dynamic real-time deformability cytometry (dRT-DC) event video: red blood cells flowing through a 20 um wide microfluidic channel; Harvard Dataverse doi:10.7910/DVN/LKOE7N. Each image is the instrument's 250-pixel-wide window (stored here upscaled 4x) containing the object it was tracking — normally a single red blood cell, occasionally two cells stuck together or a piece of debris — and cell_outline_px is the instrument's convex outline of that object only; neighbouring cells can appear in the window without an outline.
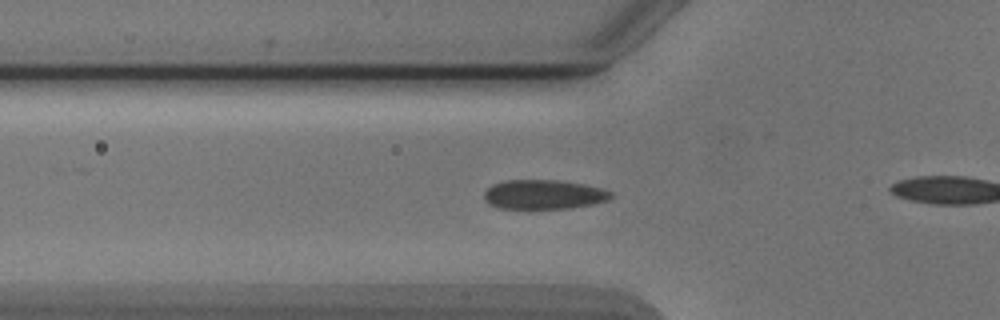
{"species": "Egyptian fruit bat (a non-hibernating species)", "species_latin": "Rousettus aegyptiacus", "temperature_condition": "cold", "stored_images_in_passage": 38, "camera_frame_rate_fps": 3000, "um_per_image_px": 0.085, "animal": {"sex": "male"}, "frame": {"image": 1, "passage_image": 13, "time_ms": 4.0, "image_size_px": [1000, 320], "cell_outline_px": [[612, 196], [608, 200], [592, 204], [572, 208], [500, 208], [488, 204], [484, 200], [484, 192], [492, 184], [504, 180], [556, 180], [584, 184], [604, 188], [612, 192]], "centroid_in_image_um": [46.21, 16.52], "position_along_channel_um": 79.6, "area_um2": 21.79}}
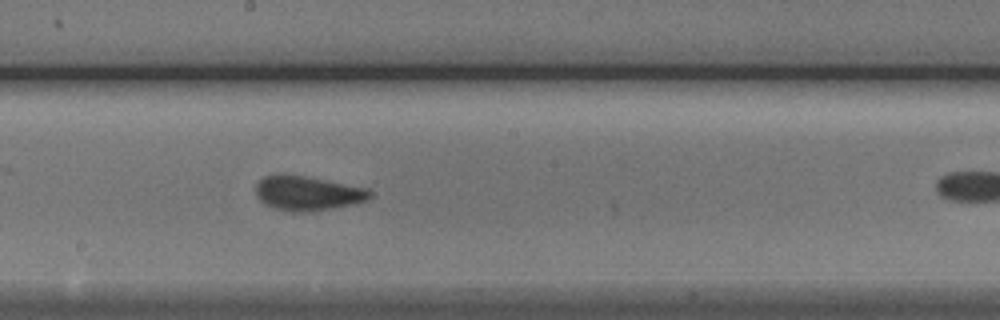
{"frame": {"image": 2, "passage_image": 24, "time_ms": 7.667, "image_size_px": [1000, 320], "cell_outline_px": [[372, 196], [368, 200], [356, 204], [332, 208], [304, 212], [292, 212], [276, 208], [264, 204], [256, 196], [256, 184], [264, 176], [304, 176], [368, 188], [372, 192]], "centroid_in_image_um": [26.19, 16.45], "position_along_channel_um": 222.0, "area_um2": 22.6}}
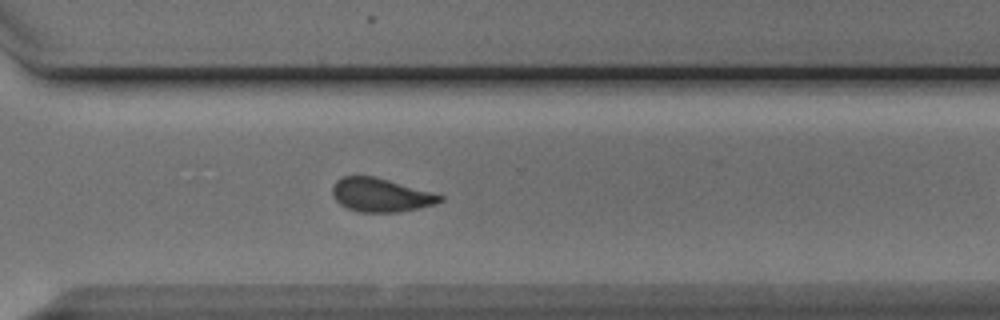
{"frame": {"image": 3, "passage_image": 33, "time_ms": 10.667, "image_size_px": [1000, 320], "cell_outline_px": [[444, 200], [436, 204], [400, 212], [360, 212], [348, 208], [340, 204], [332, 196], [332, 188], [336, 180], [344, 176], [372, 176], [440, 192], [444, 196]], "centroid_in_image_um": [32.45, 16.57], "position_along_channel_um": 338.2, "area_um2": 21.5}}